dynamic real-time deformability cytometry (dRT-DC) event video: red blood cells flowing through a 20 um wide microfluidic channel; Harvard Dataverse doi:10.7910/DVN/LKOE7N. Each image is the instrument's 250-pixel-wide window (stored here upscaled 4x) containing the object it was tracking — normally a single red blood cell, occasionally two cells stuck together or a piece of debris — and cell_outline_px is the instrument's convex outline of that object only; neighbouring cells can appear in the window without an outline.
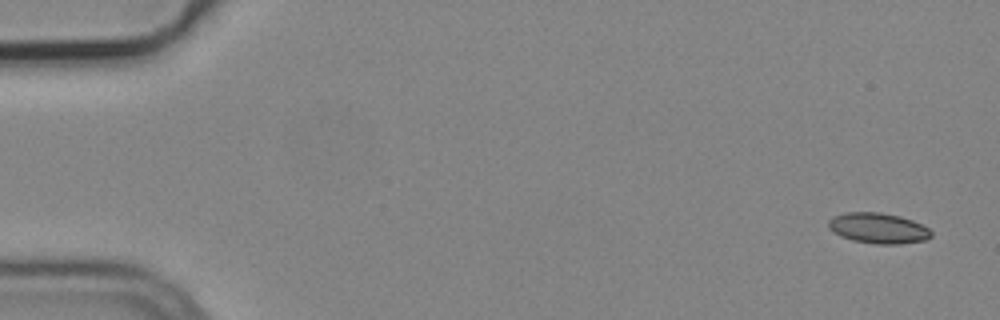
{"species": "common noctule bat (a hibernating species)", "species_latin": "Nyctalus noctula", "temperature_condition": "cold", "stored_images_in_passage": 5, "camera_frame_rate_fps": 3000, "um_per_image_px": 0.085, "animal": {"sex": "male", "body_mass_g": 19.2, "forearm_length_mm": 51.8}, "frame": {"image": 1, "passage_image": 1, "time_ms": 0.0, "image_size_px": [1000, 320], "cell_outline_px": [[932, 236], [924, 240], [900, 244], [876, 244], [852, 240], [840, 236], [832, 232], [828, 228], [828, 220], [832, 216], [844, 212], [880, 212], [900, 216], [912, 220], [928, 228], [932, 232]], "centroid_in_image_um": [74.6, 19.39], "position_along_channel_um": 10.4, "area_um2": 18.44}}
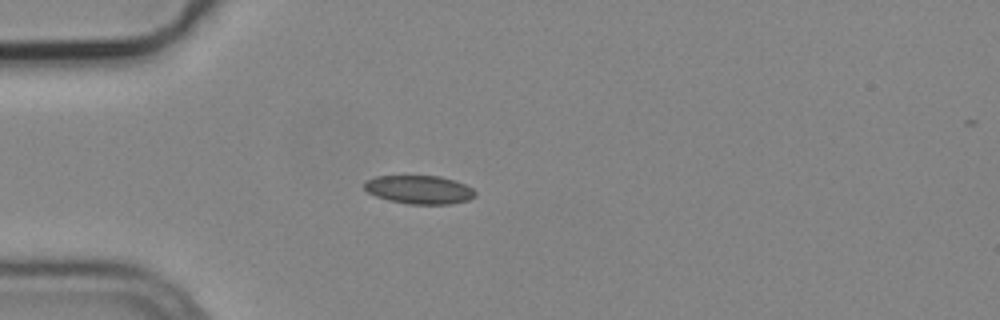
{"frame": {"image": 2, "passage_image": 4, "time_ms": 1.0, "image_size_px": [1000, 320], "cell_outline_px": [[476, 196], [468, 200], [452, 204], [408, 204], [388, 200], [376, 196], [368, 192], [364, 188], [364, 180], [376, 176], [440, 176], [464, 184], [472, 188], [476, 192]], "centroid_in_image_um": [35.62, 16.12], "position_along_channel_um": 49.4, "area_um2": 18.44}}